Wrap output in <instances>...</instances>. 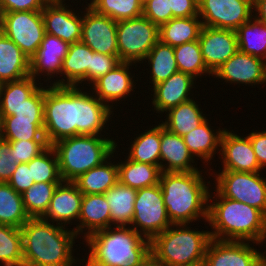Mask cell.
<instances>
[{"instance_id":"cell-45","label":"cell","mask_w":266,"mask_h":266,"mask_svg":"<svg viewBox=\"0 0 266 266\" xmlns=\"http://www.w3.org/2000/svg\"><path fill=\"white\" fill-rule=\"evenodd\" d=\"M9 144L17 164L30 162L49 146L46 140H18Z\"/></svg>"},{"instance_id":"cell-28","label":"cell","mask_w":266,"mask_h":266,"mask_svg":"<svg viewBox=\"0 0 266 266\" xmlns=\"http://www.w3.org/2000/svg\"><path fill=\"white\" fill-rule=\"evenodd\" d=\"M30 76V58L0 31V84Z\"/></svg>"},{"instance_id":"cell-7","label":"cell","mask_w":266,"mask_h":266,"mask_svg":"<svg viewBox=\"0 0 266 266\" xmlns=\"http://www.w3.org/2000/svg\"><path fill=\"white\" fill-rule=\"evenodd\" d=\"M116 137L118 134L115 140L113 136L78 135L52 144L62 180L73 182L81 174L101 165L113 154Z\"/></svg>"},{"instance_id":"cell-21","label":"cell","mask_w":266,"mask_h":266,"mask_svg":"<svg viewBox=\"0 0 266 266\" xmlns=\"http://www.w3.org/2000/svg\"><path fill=\"white\" fill-rule=\"evenodd\" d=\"M198 41L203 61L212 74L238 51L233 30L202 26Z\"/></svg>"},{"instance_id":"cell-27","label":"cell","mask_w":266,"mask_h":266,"mask_svg":"<svg viewBox=\"0 0 266 266\" xmlns=\"http://www.w3.org/2000/svg\"><path fill=\"white\" fill-rule=\"evenodd\" d=\"M116 140L118 142H116L113 154L107 160H105L101 165L81 174L73 181L83 194H105L119 181L118 166L115 158H119L118 153L120 152V145L118 144L120 141L118 139Z\"/></svg>"},{"instance_id":"cell-41","label":"cell","mask_w":266,"mask_h":266,"mask_svg":"<svg viewBox=\"0 0 266 266\" xmlns=\"http://www.w3.org/2000/svg\"><path fill=\"white\" fill-rule=\"evenodd\" d=\"M3 117L4 140H46L44 135V120L16 119L14 115Z\"/></svg>"},{"instance_id":"cell-32","label":"cell","mask_w":266,"mask_h":266,"mask_svg":"<svg viewBox=\"0 0 266 266\" xmlns=\"http://www.w3.org/2000/svg\"><path fill=\"white\" fill-rule=\"evenodd\" d=\"M117 166L119 182L127 187L141 189L159 184L160 166L136 162L126 156L119 158Z\"/></svg>"},{"instance_id":"cell-39","label":"cell","mask_w":266,"mask_h":266,"mask_svg":"<svg viewBox=\"0 0 266 266\" xmlns=\"http://www.w3.org/2000/svg\"><path fill=\"white\" fill-rule=\"evenodd\" d=\"M59 183L61 182L34 183L22 193L24 207L30 218H41L45 215Z\"/></svg>"},{"instance_id":"cell-46","label":"cell","mask_w":266,"mask_h":266,"mask_svg":"<svg viewBox=\"0 0 266 266\" xmlns=\"http://www.w3.org/2000/svg\"><path fill=\"white\" fill-rule=\"evenodd\" d=\"M143 15L157 26H161L174 18L170 8V0H149L143 5Z\"/></svg>"},{"instance_id":"cell-25","label":"cell","mask_w":266,"mask_h":266,"mask_svg":"<svg viewBox=\"0 0 266 266\" xmlns=\"http://www.w3.org/2000/svg\"><path fill=\"white\" fill-rule=\"evenodd\" d=\"M92 55L93 50L82 41L70 44L68 53L63 60L60 86L90 87Z\"/></svg>"},{"instance_id":"cell-36","label":"cell","mask_w":266,"mask_h":266,"mask_svg":"<svg viewBox=\"0 0 266 266\" xmlns=\"http://www.w3.org/2000/svg\"><path fill=\"white\" fill-rule=\"evenodd\" d=\"M236 34L238 50L266 61V24L252 16Z\"/></svg>"},{"instance_id":"cell-5","label":"cell","mask_w":266,"mask_h":266,"mask_svg":"<svg viewBox=\"0 0 266 266\" xmlns=\"http://www.w3.org/2000/svg\"><path fill=\"white\" fill-rule=\"evenodd\" d=\"M207 224L205 229L210 227L211 238L218 240L263 244L266 236V216L259 209L225 198L212 187Z\"/></svg>"},{"instance_id":"cell-52","label":"cell","mask_w":266,"mask_h":266,"mask_svg":"<svg viewBox=\"0 0 266 266\" xmlns=\"http://www.w3.org/2000/svg\"><path fill=\"white\" fill-rule=\"evenodd\" d=\"M170 8L174 18L198 16V0H170Z\"/></svg>"},{"instance_id":"cell-9","label":"cell","mask_w":266,"mask_h":266,"mask_svg":"<svg viewBox=\"0 0 266 266\" xmlns=\"http://www.w3.org/2000/svg\"><path fill=\"white\" fill-rule=\"evenodd\" d=\"M158 41L159 26L144 15L117 21L118 57L121 62L141 66V62Z\"/></svg>"},{"instance_id":"cell-11","label":"cell","mask_w":266,"mask_h":266,"mask_svg":"<svg viewBox=\"0 0 266 266\" xmlns=\"http://www.w3.org/2000/svg\"><path fill=\"white\" fill-rule=\"evenodd\" d=\"M0 31L28 57L38 50L45 35L42 11L1 13Z\"/></svg>"},{"instance_id":"cell-8","label":"cell","mask_w":266,"mask_h":266,"mask_svg":"<svg viewBox=\"0 0 266 266\" xmlns=\"http://www.w3.org/2000/svg\"><path fill=\"white\" fill-rule=\"evenodd\" d=\"M213 169L211 166L208 177H214L213 188L221 196L255 207L266 216V177L262 171H216L215 168L214 172Z\"/></svg>"},{"instance_id":"cell-43","label":"cell","mask_w":266,"mask_h":266,"mask_svg":"<svg viewBox=\"0 0 266 266\" xmlns=\"http://www.w3.org/2000/svg\"><path fill=\"white\" fill-rule=\"evenodd\" d=\"M28 167H31L34 183L63 181L59 171L58 158L51 145L28 162Z\"/></svg>"},{"instance_id":"cell-47","label":"cell","mask_w":266,"mask_h":266,"mask_svg":"<svg viewBox=\"0 0 266 266\" xmlns=\"http://www.w3.org/2000/svg\"><path fill=\"white\" fill-rule=\"evenodd\" d=\"M120 63L118 55H107L93 51L90 67V86Z\"/></svg>"},{"instance_id":"cell-38","label":"cell","mask_w":266,"mask_h":266,"mask_svg":"<svg viewBox=\"0 0 266 266\" xmlns=\"http://www.w3.org/2000/svg\"><path fill=\"white\" fill-rule=\"evenodd\" d=\"M174 56L179 72L187 73L196 80L200 78V82H202V78H213V74L207 69L203 61L198 40L174 47Z\"/></svg>"},{"instance_id":"cell-37","label":"cell","mask_w":266,"mask_h":266,"mask_svg":"<svg viewBox=\"0 0 266 266\" xmlns=\"http://www.w3.org/2000/svg\"><path fill=\"white\" fill-rule=\"evenodd\" d=\"M29 219L22 194L16 192L8 183L0 182V225L20 229Z\"/></svg>"},{"instance_id":"cell-30","label":"cell","mask_w":266,"mask_h":266,"mask_svg":"<svg viewBox=\"0 0 266 266\" xmlns=\"http://www.w3.org/2000/svg\"><path fill=\"white\" fill-rule=\"evenodd\" d=\"M152 125L151 127L146 128L145 132L139 134L134 133V140L131 138L126 142H130L128 148L123 150L122 154L124 156V151H127L125 156L133 161L140 163H147L150 165L160 166V121ZM154 126V127H153Z\"/></svg>"},{"instance_id":"cell-48","label":"cell","mask_w":266,"mask_h":266,"mask_svg":"<svg viewBox=\"0 0 266 266\" xmlns=\"http://www.w3.org/2000/svg\"><path fill=\"white\" fill-rule=\"evenodd\" d=\"M7 183L19 194L24 193L30 188L34 184V179L32 178L31 167H28V163H18L17 168Z\"/></svg>"},{"instance_id":"cell-22","label":"cell","mask_w":266,"mask_h":266,"mask_svg":"<svg viewBox=\"0 0 266 266\" xmlns=\"http://www.w3.org/2000/svg\"><path fill=\"white\" fill-rule=\"evenodd\" d=\"M83 193L72 181H62L56 187L49 208L42 217L54 224L71 227L78 237V220ZM76 225V226H74Z\"/></svg>"},{"instance_id":"cell-34","label":"cell","mask_w":266,"mask_h":266,"mask_svg":"<svg viewBox=\"0 0 266 266\" xmlns=\"http://www.w3.org/2000/svg\"><path fill=\"white\" fill-rule=\"evenodd\" d=\"M202 26L199 16L172 18L159 26V41L176 47L198 40Z\"/></svg>"},{"instance_id":"cell-26","label":"cell","mask_w":266,"mask_h":266,"mask_svg":"<svg viewBox=\"0 0 266 266\" xmlns=\"http://www.w3.org/2000/svg\"><path fill=\"white\" fill-rule=\"evenodd\" d=\"M111 227V212L105 194H83L78 220V238ZM82 236V237H81Z\"/></svg>"},{"instance_id":"cell-6","label":"cell","mask_w":266,"mask_h":266,"mask_svg":"<svg viewBox=\"0 0 266 266\" xmlns=\"http://www.w3.org/2000/svg\"><path fill=\"white\" fill-rule=\"evenodd\" d=\"M192 224H172L151 240V256L164 266L203 265L210 231ZM192 228V229H191Z\"/></svg>"},{"instance_id":"cell-50","label":"cell","mask_w":266,"mask_h":266,"mask_svg":"<svg viewBox=\"0 0 266 266\" xmlns=\"http://www.w3.org/2000/svg\"><path fill=\"white\" fill-rule=\"evenodd\" d=\"M49 0H0L2 13L42 11Z\"/></svg>"},{"instance_id":"cell-13","label":"cell","mask_w":266,"mask_h":266,"mask_svg":"<svg viewBox=\"0 0 266 266\" xmlns=\"http://www.w3.org/2000/svg\"><path fill=\"white\" fill-rule=\"evenodd\" d=\"M203 26L236 31L253 16V0H198Z\"/></svg>"},{"instance_id":"cell-44","label":"cell","mask_w":266,"mask_h":266,"mask_svg":"<svg viewBox=\"0 0 266 266\" xmlns=\"http://www.w3.org/2000/svg\"><path fill=\"white\" fill-rule=\"evenodd\" d=\"M44 95L45 84H42L24 103L14 110L16 119L44 120Z\"/></svg>"},{"instance_id":"cell-20","label":"cell","mask_w":266,"mask_h":266,"mask_svg":"<svg viewBox=\"0 0 266 266\" xmlns=\"http://www.w3.org/2000/svg\"><path fill=\"white\" fill-rule=\"evenodd\" d=\"M196 81L197 80L191 75L178 71L172 74L167 80L151 88L148 87V90H151V97L148 95V99L151 98L152 100L150 102L152 111L160 114L156 115L157 117H163L162 115L169 109L195 98L193 92L195 89H198L195 86L198 87L199 84H201L199 81ZM196 83H198V85H196Z\"/></svg>"},{"instance_id":"cell-18","label":"cell","mask_w":266,"mask_h":266,"mask_svg":"<svg viewBox=\"0 0 266 266\" xmlns=\"http://www.w3.org/2000/svg\"><path fill=\"white\" fill-rule=\"evenodd\" d=\"M65 1L67 0H49L45 4L42 10L45 33L73 44L81 41L82 8L75 11L74 5Z\"/></svg>"},{"instance_id":"cell-35","label":"cell","mask_w":266,"mask_h":266,"mask_svg":"<svg viewBox=\"0 0 266 266\" xmlns=\"http://www.w3.org/2000/svg\"><path fill=\"white\" fill-rule=\"evenodd\" d=\"M41 85L42 83L32 76L0 84V111L3 116L14 115V110L24 103Z\"/></svg>"},{"instance_id":"cell-17","label":"cell","mask_w":266,"mask_h":266,"mask_svg":"<svg viewBox=\"0 0 266 266\" xmlns=\"http://www.w3.org/2000/svg\"><path fill=\"white\" fill-rule=\"evenodd\" d=\"M213 77L229 86H251L258 88L266 83V61L262 58L243 53L238 50L231 58L222 64L213 74ZM220 79V80H219ZM253 86V87H252Z\"/></svg>"},{"instance_id":"cell-49","label":"cell","mask_w":266,"mask_h":266,"mask_svg":"<svg viewBox=\"0 0 266 266\" xmlns=\"http://www.w3.org/2000/svg\"><path fill=\"white\" fill-rule=\"evenodd\" d=\"M16 168V159L13 152H10L9 141L0 140V182L7 183Z\"/></svg>"},{"instance_id":"cell-3","label":"cell","mask_w":266,"mask_h":266,"mask_svg":"<svg viewBox=\"0 0 266 266\" xmlns=\"http://www.w3.org/2000/svg\"><path fill=\"white\" fill-rule=\"evenodd\" d=\"M210 172L207 168L206 171L161 173L159 185L172 224H191L202 219L206 226L212 183L205 179L211 176Z\"/></svg>"},{"instance_id":"cell-57","label":"cell","mask_w":266,"mask_h":266,"mask_svg":"<svg viewBox=\"0 0 266 266\" xmlns=\"http://www.w3.org/2000/svg\"><path fill=\"white\" fill-rule=\"evenodd\" d=\"M142 5H144L146 2H148L149 0H138Z\"/></svg>"},{"instance_id":"cell-10","label":"cell","mask_w":266,"mask_h":266,"mask_svg":"<svg viewBox=\"0 0 266 266\" xmlns=\"http://www.w3.org/2000/svg\"><path fill=\"white\" fill-rule=\"evenodd\" d=\"M134 215L130 225L143 237L152 240L172 225L159 184L137 189Z\"/></svg>"},{"instance_id":"cell-4","label":"cell","mask_w":266,"mask_h":266,"mask_svg":"<svg viewBox=\"0 0 266 266\" xmlns=\"http://www.w3.org/2000/svg\"><path fill=\"white\" fill-rule=\"evenodd\" d=\"M83 242H78L88 247L87 257L82 258L83 266H141L151 257V240L130 226L96 231Z\"/></svg>"},{"instance_id":"cell-19","label":"cell","mask_w":266,"mask_h":266,"mask_svg":"<svg viewBox=\"0 0 266 266\" xmlns=\"http://www.w3.org/2000/svg\"><path fill=\"white\" fill-rule=\"evenodd\" d=\"M223 168L218 171L261 172L249 136L226 128L220 142L219 157Z\"/></svg>"},{"instance_id":"cell-56","label":"cell","mask_w":266,"mask_h":266,"mask_svg":"<svg viewBox=\"0 0 266 266\" xmlns=\"http://www.w3.org/2000/svg\"><path fill=\"white\" fill-rule=\"evenodd\" d=\"M262 245L266 246V236ZM263 266H266V249L263 252Z\"/></svg>"},{"instance_id":"cell-24","label":"cell","mask_w":266,"mask_h":266,"mask_svg":"<svg viewBox=\"0 0 266 266\" xmlns=\"http://www.w3.org/2000/svg\"><path fill=\"white\" fill-rule=\"evenodd\" d=\"M210 121L206 119L197 128L182 136L193 157L203 161L202 166H205L203 167L205 170L212 165L211 160L214 161L216 155L219 156L221 136L226 129V127L214 129Z\"/></svg>"},{"instance_id":"cell-55","label":"cell","mask_w":266,"mask_h":266,"mask_svg":"<svg viewBox=\"0 0 266 266\" xmlns=\"http://www.w3.org/2000/svg\"><path fill=\"white\" fill-rule=\"evenodd\" d=\"M4 117L2 112L0 111V140L3 139V134H4Z\"/></svg>"},{"instance_id":"cell-2","label":"cell","mask_w":266,"mask_h":266,"mask_svg":"<svg viewBox=\"0 0 266 266\" xmlns=\"http://www.w3.org/2000/svg\"><path fill=\"white\" fill-rule=\"evenodd\" d=\"M68 229L42 217L30 218L20 228L23 266H81L82 259L74 255L78 245L81 248L75 245L79 238L72 228Z\"/></svg>"},{"instance_id":"cell-1","label":"cell","mask_w":266,"mask_h":266,"mask_svg":"<svg viewBox=\"0 0 266 266\" xmlns=\"http://www.w3.org/2000/svg\"><path fill=\"white\" fill-rule=\"evenodd\" d=\"M113 116L114 111L88 87L45 86L44 135L48 145L78 135L111 136Z\"/></svg>"},{"instance_id":"cell-54","label":"cell","mask_w":266,"mask_h":266,"mask_svg":"<svg viewBox=\"0 0 266 266\" xmlns=\"http://www.w3.org/2000/svg\"><path fill=\"white\" fill-rule=\"evenodd\" d=\"M141 266H164L158 263L152 256L148 258Z\"/></svg>"},{"instance_id":"cell-29","label":"cell","mask_w":266,"mask_h":266,"mask_svg":"<svg viewBox=\"0 0 266 266\" xmlns=\"http://www.w3.org/2000/svg\"><path fill=\"white\" fill-rule=\"evenodd\" d=\"M195 99L181 103L176 107L169 109L163 116L164 120L160 122L171 133L183 136L197 128L204 122L208 115L203 113L201 104ZM202 109V110H201Z\"/></svg>"},{"instance_id":"cell-16","label":"cell","mask_w":266,"mask_h":266,"mask_svg":"<svg viewBox=\"0 0 266 266\" xmlns=\"http://www.w3.org/2000/svg\"><path fill=\"white\" fill-rule=\"evenodd\" d=\"M69 46L70 44L62 39L45 33L40 47L30 58V76L40 80V83L44 81L42 84L60 86L63 60Z\"/></svg>"},{"instance_id":"cell-33","label":"cell","mask_w":266,"mask_h":266,"mask_svg":"<svg viewBox=\"0 0 266 266\" xmlns=\"http://www.w3.org/2000/svg\"><path fill=\"white\" fill-rule=\"evenodd\" d=\"M137 189L127 187L119 181L106 193L111 212V226H130L134 215Z\"/></svg>"},{"instance_id":"cell-53","label":"cell","mask_w":266,"mask_h":266,"mask_svg":"<svg viewBox=\"0 0 266 266\" xmlns=\"http://www.w3.org/2000/svg\"><path fill=\"white\" fill-rule=\"evenodd\" d=\"M253 16L266 24V0H253Z\"/></svg>"},{"instance_id":"cell-58","label":"cell","mask_w":266,"mask_h":266,"mask_svg":"<svg viewBox=\"0 0 266 266\" xmlns=\"http://www.w3.org/2000/svg\"><path fill=\"white\" fill-rule=\"evenodd\" d=\"M1 13H2V11H0V25H1Z\"/></svg>"},{"instance_id":"cell-40","label":"cell","mask_w":266,"mask_h":266,"mask_svg":"<svg viewBox=\"0 0 266 266\" xmlns=\"http://www.w3.org/2000/svg\"><path fill=\"white\" fill-rule=\"evenodd\" d=\"M0 266H23L22 233L19 228L0 225Z\"/></svg>"},{"instance_id":"cell-15","label":"cell","mask_w":266,"mask_h":266,"mask_svg":"<svg viewBox=\"0 0 266 266\" xmlns=\"http://www.w3.org/2000/svg\"><path fill=\"white\" fill-rule=\"evenodd\" d=\"M254 246H259V248L262 247L261 244L256 242L218 240L211 238L206 249L203 265L263 266V249L261 252L260 249Z\"/></svg>"},{"instance_id":"cell-12","label":"cell","mask_w":266,"mask_h":266,"mask_svg":"<svg viewBox=\"0 0 266 266\" xmlns=\"http://www.w3.org/2000/svg\"><path fill=\"white\" fill-rule=\"evenodd\" d=\"M136 67L139 68L138 64L131 63V62H121L113 70L109 71L107 74L103 75L98 80H96L90 86L89 89L102 102H104L112 111L116 112L115 110L118 108H115V107L119 106V103L121 104L122 101L125 102L126 101L125 99L129 97H131L129 99H131L130 103H132V99H133L132 97H136V93H135V96H132L134 95L132 93H134L137 88L136 85H138L137 84L138 79L140 76H144L146 74L145 72L139 71L138 73L140 74L137 75L132 70L133 68L137 70ZM142 73L143 75H141ZM135 78L137 80H135Z\"/></svg>"},{"instance_id":"cell-23","label":"cell","mask_w":266,"mask_h":266,"mask_svg":"<svg viewBox=\"0 0 266 266\" xmlns=\"http://www.w3.org/2000/svg\"><path fill=\"white\" fill-rule=\"evenodd\" d=\"M160 140V169L162 172L204 170L197 167L196 159L189 152L183 137L169 132L162 123H160Z\"/></svg>"},{"instance_id":"cell-14","label":"cell","mask_w":266,"mask_h":266,"mask_svg":"<svg viewBox=\"0 0 266 266\" xmlns=\"http://www.w3.org/2000/svg\"><path fill=\"white\" fill-rule=\"evenodd\" d=\"M80 1V3H78ZM82 0L73 2L82 7V37L81 41L91 48L94 52L118 55L117 45V21L106 15L97 13L91 8L87 1L81 4ZM86 5V6H84ZM84 6V7H83ZM84 9V10H83Z\"/></svg>"},{"instance_id":"cell-42","label":"cell","mask_w":266,"mask_h":266,"mask_svg":"<svg viewBox=\"0 0 266 266\" xmlns=\"http://www.w3.org/2000/svg\"><path fill=\"white\" fill-rule=\"evenodd\" d=\"M97 13L115 21L127 20L143 15V5L138 0H86Z\"/></svg>"},{"instance_id":"cell-51","label":"cell","mask_w":266,"mask_h":266,"mask_svg":"<svg viewBox=\"0 0 266 266\" xmlns=\"http://www.w3.org/2000/svg\"><path fill=\"white\" fill-rule=\"evenodd\" d=\"M252 143L255 156L262 170L266 169V130L256 131L253 129L247 134Z\"/></svg>"},{"instance_id":"cell-31","label":"cell","mask_w":266,"mask_h":266,"mask_svg":"<svg viewBox=\"0 0 266 266\" xmlns=\"http://www.w3.org/2000/svg\"><path fill=\"white\" fill-rule=\"evenodd\" d=\"M147 65L145 70L149 80L148 86H154L167 80L172 74L178 72L177 62L174 56V47L158 41L141 62L142 66ZM147 63V64H146ZM151 84V85H150Z\"/></svg>"}]
</instances>
